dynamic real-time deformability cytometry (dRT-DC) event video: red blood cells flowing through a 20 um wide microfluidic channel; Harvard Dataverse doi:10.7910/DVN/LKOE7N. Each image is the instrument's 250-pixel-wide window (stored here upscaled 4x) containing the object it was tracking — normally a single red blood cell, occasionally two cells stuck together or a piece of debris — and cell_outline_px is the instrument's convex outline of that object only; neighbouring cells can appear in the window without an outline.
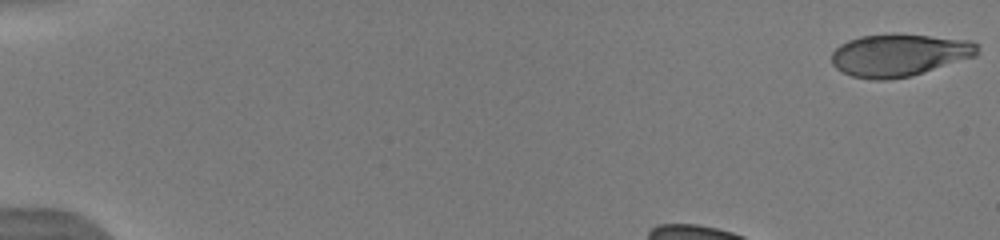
{"species": "human", "species_latin": "Homo sapiens", "temperature_condition": "warm", "stored_images_in_passage": 45, "camera_frame_rate_fps": 3000, "um_per_image_px": 0.085, "donor": {"sex": "male"}, "frame": {"image": 1, "passage_image": 1, "time_ms": 0.0, "image_size_px": [1000, 240], "cell_outline_px": [[980, 44], [976, 56], [912, 76], [884, 80], [872, 80], [852, 76], [836, 68], [832, 64], [832, 52], [840, 44], [848, 40], [860, 36], [892, 32], [972, 40]], "centroid_in_image_um": [76.45, 4.66], "position_along_channel_um": 8.6, "area_um2": 36.59}}
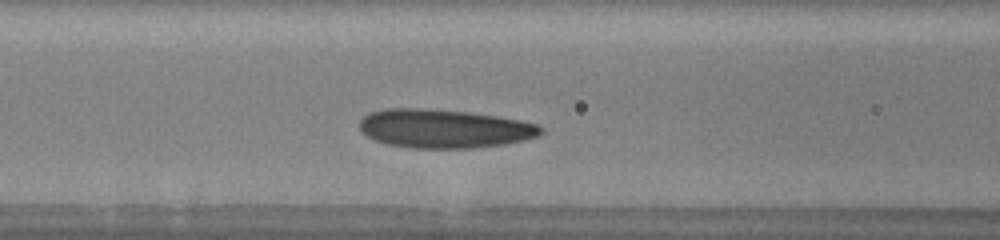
{"frame": {"image": 2, "passage_image": 18, "time_ms": 5.667, "image_size_px": [1000, 240], "cell_outline_px": [[544, 132], [540, 136], [524, 140], [504, 144], [472, 148], [412, 148], [384, 144], [368, 136], [360, 128], [360, 120], [368, 112], [384, 108], [424, 108], [468, 112], [496, 116], [520, 120], [536, 124], [544, 128]], "centroid_in_image_um": [37.76, 10.93], "position_along_channel_um": 128.8, "area_um2": 41.1}}
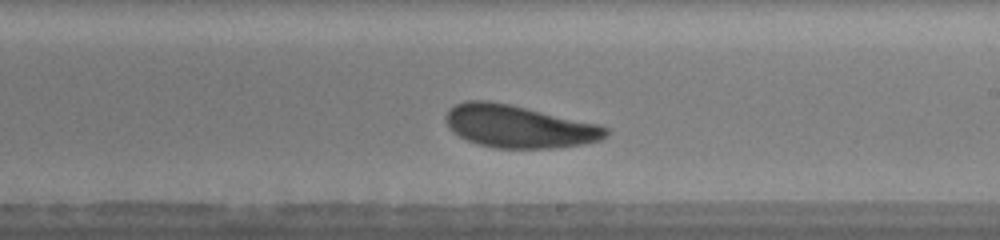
{"frame": {"image": 3, "passage_image": 27, "time_ms": 8.667, "image_size_px": [1000, 240], "cell_outline_px": [[608, 136], [600, 140], [580, 144], [552, 148], [496, 148], [480, 144], [468, 140], [452, 132], [448, 128], [444, 120], [444, 116], [448, 108], [464, 100], [488, 100], [508, 104], [600, 124], [608, 128]], "centroid_in_image_um": [44.06, 10.73], "position_along_channel_um": 244.9, "area_um2": 39.77}, "authors_computed_cell_mechanics": {"area_um2": 39.5352, "velocity_mm_per_s": 3.8731, "shape_relaxation_time_tau1_ms": 2.1191, "shape_relaxation_time_tau2_ms": 2.9025, "deformation_change_tau1": 0.0977, "deformation_change_tau2": 0.0983}}